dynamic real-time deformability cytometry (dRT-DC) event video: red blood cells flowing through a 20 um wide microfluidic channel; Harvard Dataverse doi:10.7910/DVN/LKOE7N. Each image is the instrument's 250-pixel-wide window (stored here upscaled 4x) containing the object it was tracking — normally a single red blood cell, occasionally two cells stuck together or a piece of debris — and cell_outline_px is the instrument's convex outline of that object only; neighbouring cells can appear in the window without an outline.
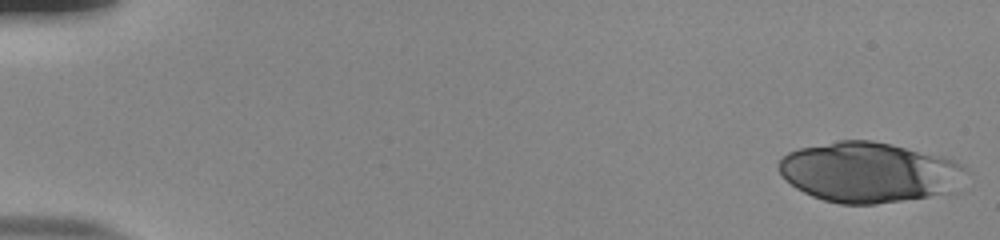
{"species": "human", "species_latin": "Homo sapiens", "temperature_condition": "room temperature", "stored_images_in_passage": 53, "camera_frame_rate_fps": 3000, "um_per_image_px": 0.085, "donor": {"sex": "male"}, "frame": {"image": 1, "passage_image": 1, "time_ms": 0.0, "image_size_px": [1000, 240], "cell_outline_px": [[968, 172], [940, 192], [928, 196], [876, 204], [840, 204], [824, 200], [812, 196], [796, 188], [780, 172], [780, 160], [788, 152], [800, 148], [840, 140], [872, 140], [892, 144], [948, 156], [964, 164], [968, 168]], "centroid_in_image_um": [73.84, 14.61], "position_along_channel_um": 11.2, "area_um2": 64.85}}